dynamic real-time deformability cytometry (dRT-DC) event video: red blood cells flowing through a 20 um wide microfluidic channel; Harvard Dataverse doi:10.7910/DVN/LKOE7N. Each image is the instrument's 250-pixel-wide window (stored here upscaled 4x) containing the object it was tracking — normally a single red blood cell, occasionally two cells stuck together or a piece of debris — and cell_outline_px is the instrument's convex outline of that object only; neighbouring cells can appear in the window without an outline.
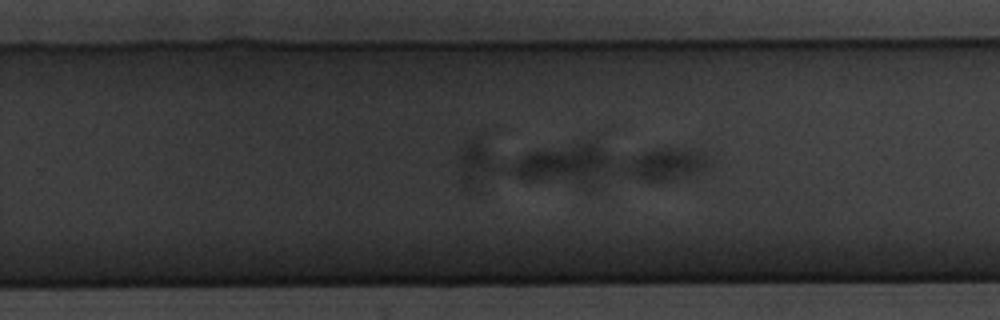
{"species": "common noctule bat (a hibernating species)", "species_latin": "Nyctalus noctula", "temperature_condition": "warm", "stored_images_in_passage": 34, "camera_frame_rate_fps": 3000, "um_per_image_px": 0.085, "animal": {"sex": "male", "body_mass_g": 20.1, "forearm_length_mm": 53.5}, "frame": {"image": 1, "passage_image": 34, "time_ms": 11.0, "image_size_px": [1000, 320], "cell_outline_px": [[708, 168], [672, 180], [644, 180], [632, 176], [624, 172], [632, 160], [644, 152], [660, 148], [692, 148], [708, 152]], "centroid_in_image_um": [56.76, 13.92], "position_along_channel_um": 273.0, "area_um2": 15.14}}